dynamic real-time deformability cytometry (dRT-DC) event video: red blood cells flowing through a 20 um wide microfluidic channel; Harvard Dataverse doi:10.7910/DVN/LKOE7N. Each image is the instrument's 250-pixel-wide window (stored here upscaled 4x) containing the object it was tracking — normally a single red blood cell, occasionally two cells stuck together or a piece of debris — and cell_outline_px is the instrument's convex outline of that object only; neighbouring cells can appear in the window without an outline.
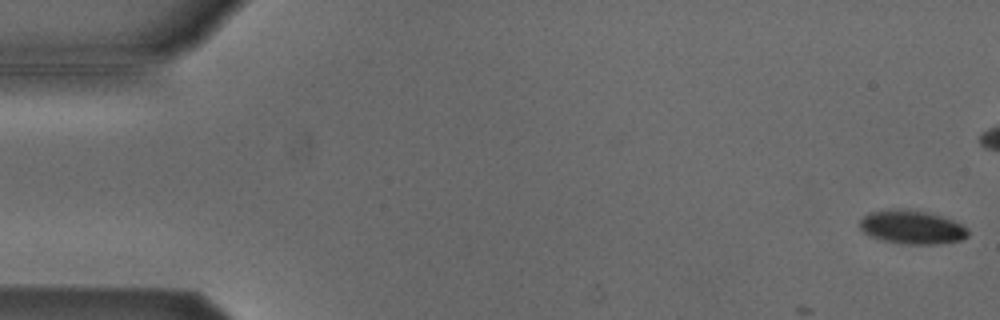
{"species": "Egyptian fruit bat (a non-hibernating species)", "species_latin": "Rousettus aegyptiacus", "temperature_condition": "cold", "stored_images_in_passage": 7, "camera_frame_rate_fps": 3000, "um_per_image_px": 0.085, "animal": {"sex": "male"}, "frame": {"image": 1, "passage_image": 1, "time_ms": 0.0, "image_size_px": [1000, 320], "cell_outline_px": [[968, 236], [960, 240], [940, 244], [900, 244], [880, 240], [864, 232], [860, 228], [860, 220], [868, 212], [924, 212], [940, 216], [952, 220], [968, 228]], "centroid_in_image_um": [77.54, 19.38], "position_along_channel_um": 7.5, "area_um2": 20.35}}